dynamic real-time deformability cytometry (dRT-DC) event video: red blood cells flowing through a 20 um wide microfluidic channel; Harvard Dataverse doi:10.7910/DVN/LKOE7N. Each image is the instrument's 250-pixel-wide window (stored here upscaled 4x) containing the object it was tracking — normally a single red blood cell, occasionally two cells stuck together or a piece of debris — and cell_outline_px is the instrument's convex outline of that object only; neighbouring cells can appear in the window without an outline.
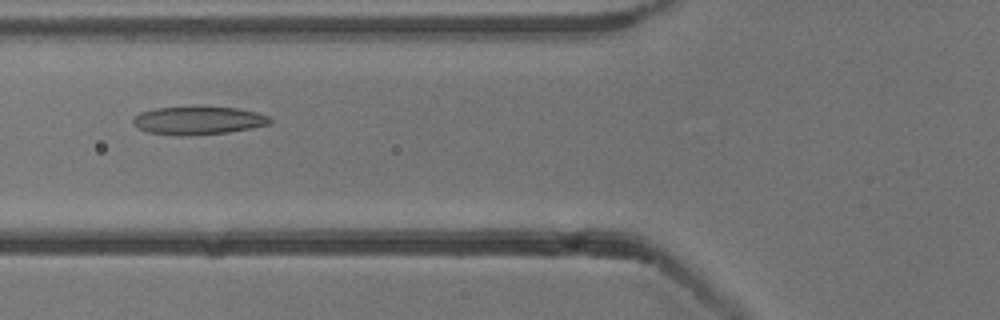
{"species": "common noctule bat (a hibernating species)", "species_latin": "Nyctalus noctula", "temperature_condition": "cold", "stored_images_in_passage": 53, "camera_frame_rate_fps": 3000, "um_per_image_px": 0.085, "animal": {"sex": "male", "body_mass_g": 13.3}, "frame": {"image": 1, "passage_image": 20, "time_ms": 6.333, "image_size_px": [1000, 320], "cell_outline_px": [[272, 120], [268, 124], [252, 128], [228, 132], [188, 136], [180, 136], [148, 132], [140, 128], [132, 120], [140, 112], [156, 108], [236, 108], [256, 112], [268, 116]], "centroid_in_image_um": [16.87, 10.26], "position_along_channel_um": 108.9, "area_um2": 21.85}}
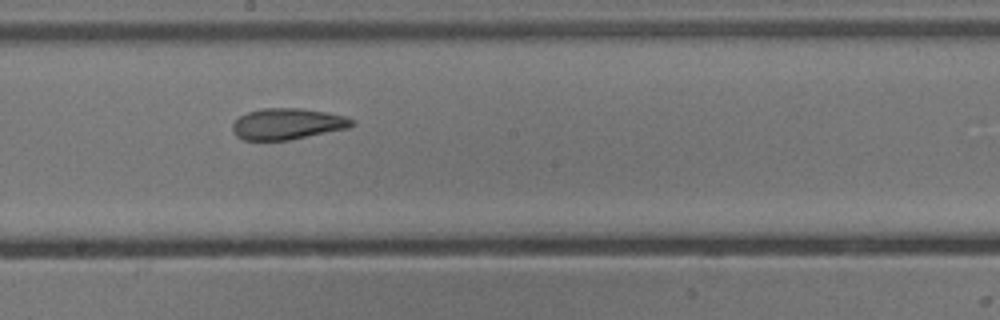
{"frame": {"image": 2, "passage_image": 29, "time_ms": 9.333, "image_size_px": [1000, 320], "cell_outline_px": [[356, 124], [348, 128], [288, 140], [244, 140], [236, 136], [232, 132], [232, 124], [240, 116], [248, 112], [260, 108], [300, 108], [324, 112], [344, 116], [352, 120]], "centroid_in_image_um": [24.39, 10.53], "position_along_channel_um": 223.8, "area_um2": 21.56}}
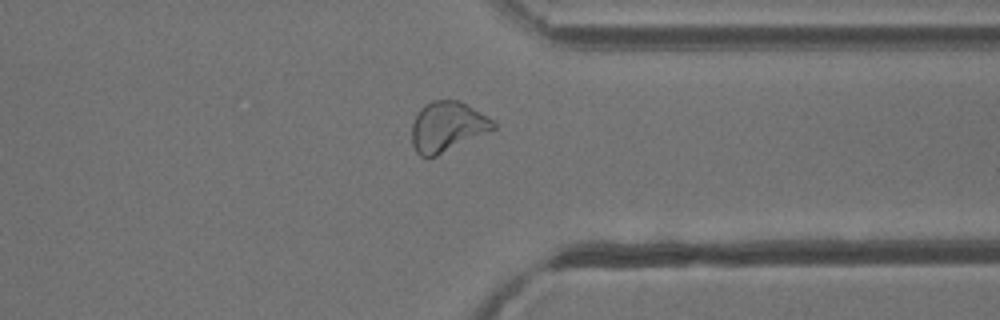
{"frame": {"image": 3, "passage_image": 41, "time_ms": 13.333, "image_size_px": [1000, 320], "cell_outline_px": [[496, 128], [436, 156], [420, 156], [416, 152], [412, 144], [412, 124], [420, 108], [424, 104], [432, 100], [460, 100], [480, 112], [492, 120], [496, 124]], "centroid_in_image_um": [37.99, 10.75], "position_along_channel_um": 373.4, "area_um2": 23.52}, "authors_computed_cell_mechanics": {"area_um2": 23.8714, "velocity_mm_per_s": 3.8228, "shape_relaxation_time_tau1_ms": null, "shape_relaxation_time_tau2_ms": 2.2487, "deformation_change_tau1": null, "deformation_change_tau2": 0.0793}}